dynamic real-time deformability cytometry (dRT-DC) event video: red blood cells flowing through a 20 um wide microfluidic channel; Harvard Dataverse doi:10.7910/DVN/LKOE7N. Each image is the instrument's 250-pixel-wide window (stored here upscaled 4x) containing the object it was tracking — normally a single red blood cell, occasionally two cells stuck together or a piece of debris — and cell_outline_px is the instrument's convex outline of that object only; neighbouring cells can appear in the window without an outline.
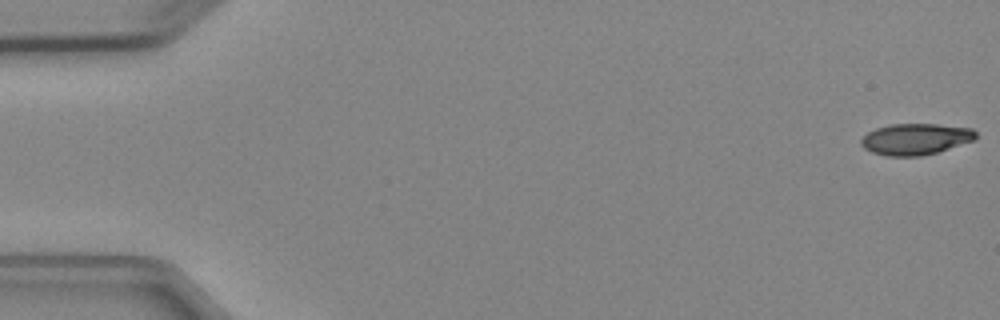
{"species": "Egyptian fruit bat (a non-hibernating species)", "species_latin": "Rousettus aegyptiacus", "temperature_condition": "cold", "stored_images_in_passage": 5, "camera_frame_rate_fps": 3000, "um_per_image_px": 0.085, "animal": {"sex": "female"}, "frame": {"image": 1, "passage_image": 1, "time_ms": 0.0, "image_size_px": [1000, 320], "cell_outline_px": [[976, 140], [936, 152], [920, 156], [888, 156], [872, 152], [864, 148], [860, 144], [860, 140], [868, 132], [876, 128], [892, 124], [936, 124], [972, 128], [976, 132]], "centroid_in_image_um": [77.82, 11.82], "position_along_channel_um": 7.2, "area_um2": 20.87}}
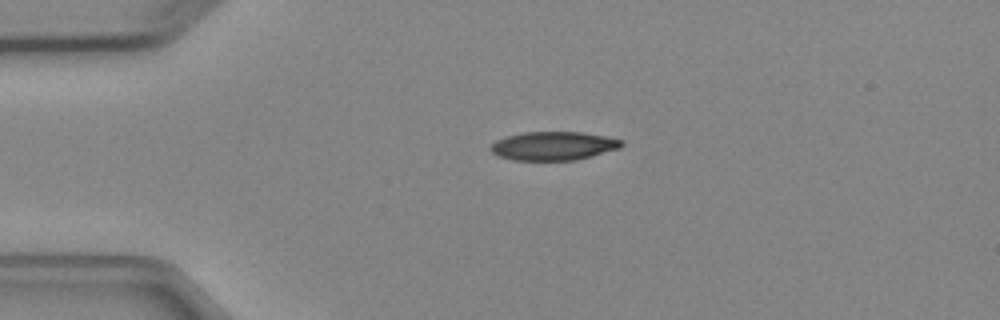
{"frame": {"image": 2, "passage_image": 4, "time_ms": 3.667, "image_size_px": [1000, 320], "cell_outline_px": [[624, 144], [620, 148], [592, 156], [576, 160], [512, 160], [500, 156], [492, 152], [488, 148], [496, 140], [504, 136], [524, 132], [580, 132], [604, 136], [624, 140]], "centroid_in_image_um": [47.04, 12.4], "position_along_channel_um": 38.0, "area_um2": 21.91}}